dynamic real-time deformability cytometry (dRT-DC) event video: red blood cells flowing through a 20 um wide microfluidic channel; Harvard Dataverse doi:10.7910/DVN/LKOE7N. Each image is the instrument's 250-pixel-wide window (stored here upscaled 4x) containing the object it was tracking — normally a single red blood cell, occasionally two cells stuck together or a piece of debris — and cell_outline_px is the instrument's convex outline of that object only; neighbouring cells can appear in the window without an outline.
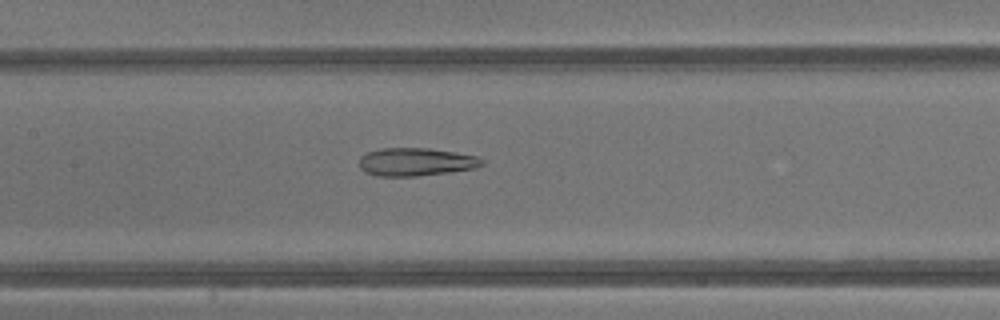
{"species": "common noctule bat (a hibernating species)", "species_latin": "Nyctalus noctula", "temperature_condition": "warm", "stored_images_in_passage": 43, "camera_frame_rate_fps": 3000, "um_per_image_px": 0.085, "animal": {"sex": "male", "body_mass_g": 13.3}, "frame": {"image": 1, "passage_image": 21, "time_ms": 6.667, "image_size_px": [1000, 320], "cell_outline_px": [[484, 164], [476, 168], [448, 172], [416, 176], [376, 176], [364, 172], [360, 168], [360, 156], [368, 152], [380, 148], [428, 148], [480, 156], [484, 160]], "centroid_in_image_um": [35.36, 13.76], "position_along_channel_um": 172.0, "area_um2": 20.17}}
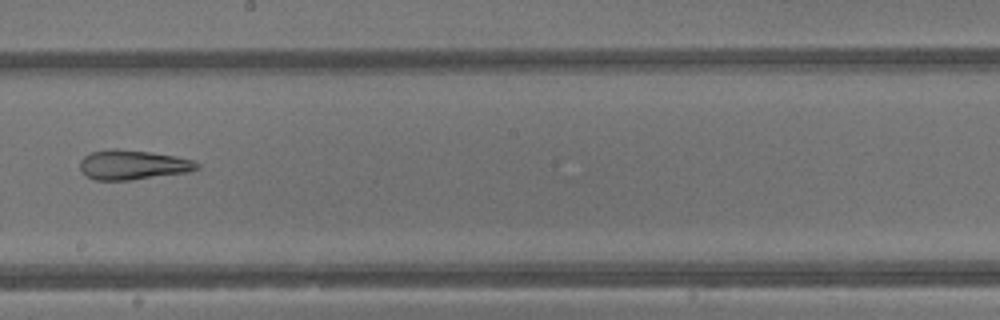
{"frame": {"image": 2, "passage_image": 25, "time_ms": 8.0, "image_size_px": [1000, 320], "cell_outline_px": [[200, 168], [188, 172], [128, 180], [92, 180], [80, 168], [80, 160], [84, 156], [92, 152], [112, 148], [116, 148], [148, 152], [176, 156], [192, 160], [200, 164]], "centroid_in_image_um": [11.29, 14.0], "position_along_channel_um": 236.9, "area_um2": 20.06}}
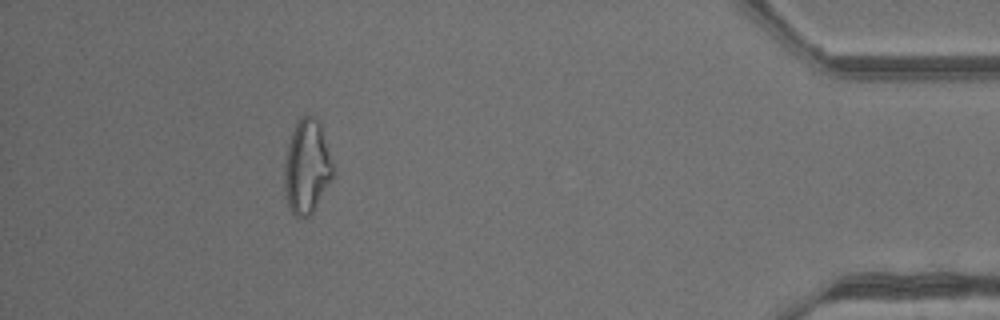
{"frame": {"image": 3, "passage_image": 39, "time_ms": 12.667, "image_size_px": [1000, 320], "cell_outline_px": [[336, 176], [312, 216], [296, 216], [292, 212], [288, 204], [284, 188], [284, 164], [288, 144], [292, 132], [296, 124], [304, 116], [312, 116], [320, 124], [336, 172]], "centroid_in_image_um": [26.13, 14.26], "position_along_channel_um": 409.1, "area_um2": 26.99}, "authors_computed_cell_mechanics": {"area_um2": 25.5476, "velocity_mm_per_s": 4.8963, "shape_relaxation_time_tau1_ms": null, "shape_relaxation_time_tau2_ms": 2.3979, "deformation_change_tau1": null, "deformation_change_tau2": 0.1318}}